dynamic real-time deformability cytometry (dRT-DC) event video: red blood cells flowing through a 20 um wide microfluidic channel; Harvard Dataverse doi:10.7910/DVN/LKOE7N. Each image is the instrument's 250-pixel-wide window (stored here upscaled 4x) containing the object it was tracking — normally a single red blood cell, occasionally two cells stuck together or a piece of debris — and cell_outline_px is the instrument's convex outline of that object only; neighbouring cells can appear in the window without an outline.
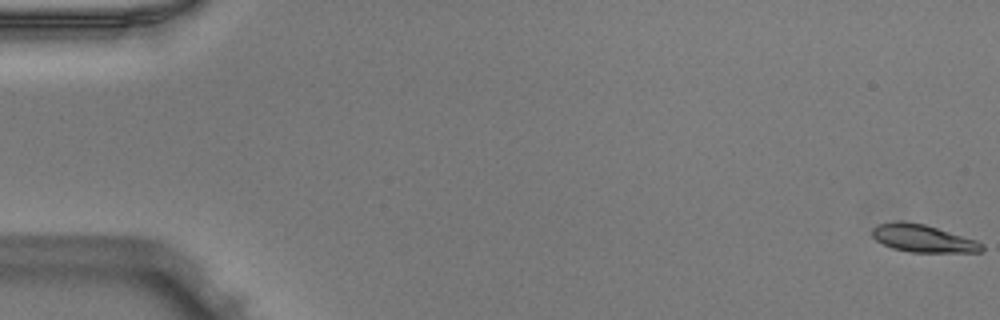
{"species": "Egyptian fruit bat (a non-hibernating species)", "species_latin": "Rousettus aegyptiacus", "temperature_condition": "warm", "stored_images_in_passage": 52, "camera_frame_rate_fps": 3000, "um_per_image_px": 0.085, "animal": {"sex": "male"}, "frame": {"image": 1, "passage_image": 1, "time_ms": 0.0, "image_size_px": [1000, 320], "cell_outline_px": [[984, 248], [980, 252], [912, 252], [892, 248], [876, 240], [872, 236], [872, 228], [876, 224], [892, 220], [904, 220], [924, 224], [976, 240], [984, 244]], "centroid_in_image_um": [78.41, 20.24], "position_along_channel_um": 6.6, "area_um2": 17.74}}
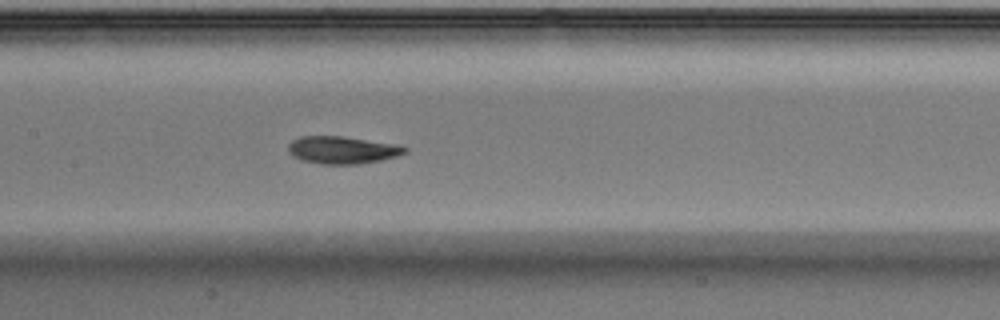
{"frame": {"image": 2, "passage_image": 26, "time_ms": 8.333, "image_size_px": [1000, 320], "cell_outline_px": [[408, 152], [396, 156], [380, 160], [356, 164], [320, 164], [300, 160], [292, 156], [288, 152], [288, 144], [292, 140], [300, 136], [344, 136], [392, 144], [408, 148]], "centroid_in_image_um": [29.03, 12.75], "position_along_channel_um": 178.4, "area_um2": 18.61}}
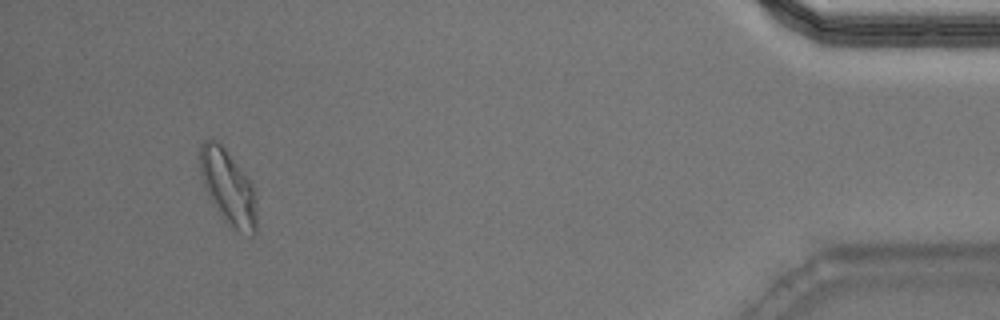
{"frame": {"image": 3, "passage_image": 49, "time_ms": 16.0, "image_size_px": [1000, 320], "cell_outline_px": [[256, 232], [252, 236], [228, 228], [212, 204], [208, 196], [200, 176], [200, 144], [204, 140], [216, 140], [224, 148], [252, 180], [256, 196]], "centroid_in_image_um": [19.4, 15.97], "position_along_channel_um": 415.8, "area_um2": 25.32}, "authors_computed_cell_mechanics": {"area_um2": 18.3804, "velocity_mm_per_s": 3.9487, "shape_relaxation_time_tau1_ms": 2.5632, "shape_relaxation_time_tau2_ms": 1.6655, "deformation_change_tau1": 0.1404, "deformation_change_tau2": 0.0508}}